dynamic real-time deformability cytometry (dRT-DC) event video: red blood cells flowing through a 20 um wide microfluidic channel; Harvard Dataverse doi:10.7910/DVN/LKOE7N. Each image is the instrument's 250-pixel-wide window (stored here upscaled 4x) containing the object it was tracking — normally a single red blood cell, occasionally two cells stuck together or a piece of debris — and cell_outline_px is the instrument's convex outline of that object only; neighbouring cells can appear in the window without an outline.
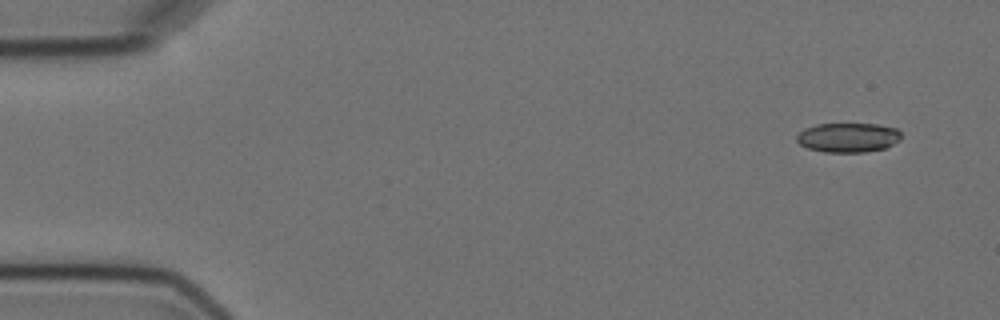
{"species": "Egyptian fruit bat (a non-hibernating species)", "species_latin": "Rousettus aegyptiacus", "temperature_condition": "cold", "stored_images_in_passage": 4, "camera_frame_rate_fps": 3000, "um_per_image_px": 0.085, "animal": {"sex": "female"}, "frame": {"image": 1, "passage_image": 1, "time_ms": 0.0, "image_size_px": [1000, 320], "cell_outline_px": [[900, 140], [884, 148], [864, 152], [824, 152], [808, 148], [800, 144], [796, 140], [796, 136], [804, 128], [816, 124], [876, 124], [896, 128], [900, 132]], "centroid_in_image_um": [72.06, 11.68], "position_along_channel_um": 12.9, "area_um2": 17.86}}
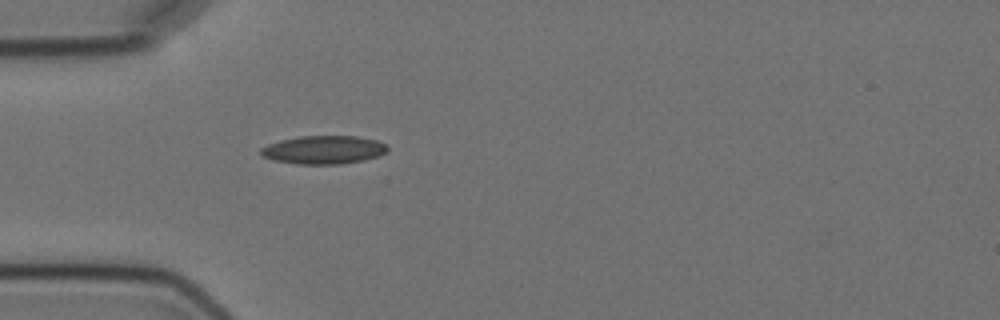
{"frame": {"image": 2, "passage_image": 4, "time_ms": 4.333, "image_size_px": [1000, 320], "cell_outline_px": [[388, 152], [364, 160], [340, 164], [296, 164], [272, 160], [260, 156], [260, 148], [268, 144], [280, 140], [300, 136], [356, 136], [376, 140], [388, 144]], "centroid_in_image_um": [27.49, 12.73], "position_along_channel_um": 57.5, "area_um2": 21.1}}